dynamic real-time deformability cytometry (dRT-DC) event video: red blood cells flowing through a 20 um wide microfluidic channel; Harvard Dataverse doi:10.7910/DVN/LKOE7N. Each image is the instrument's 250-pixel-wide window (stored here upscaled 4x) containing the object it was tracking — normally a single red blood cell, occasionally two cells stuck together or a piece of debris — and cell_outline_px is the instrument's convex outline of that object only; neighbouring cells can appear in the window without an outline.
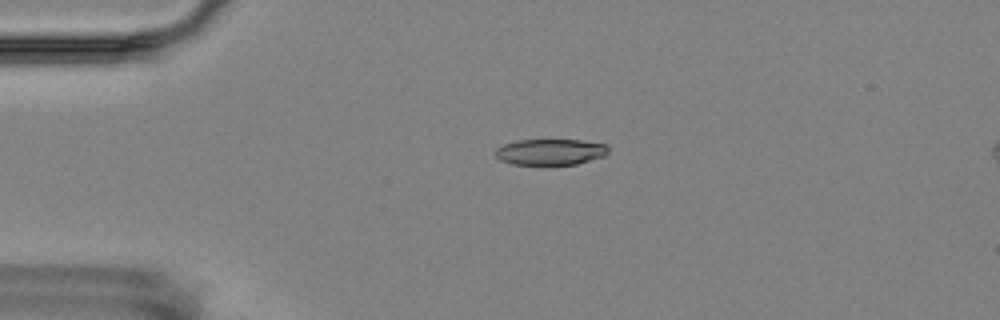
{"species": "Egyptian fruit bat (a non-hibernating species)", "species_latin": "Rousettus aegyptiacus", "temperature_condition": "room temperature", "stored_images_in_passage": 14, "camera_frame_rate_fps": 3000, "um_per_image_px": 0.085, "animal": {"sex": "female"}, "frame": {"image": 1, "passage_image": 3, "time_ms": 2.667, "image_size_px": [1000, 320], "cell_outline_px": [[608, 152], [604, 156], [576, 164], [548, 168], [540, 168], [512, 164], [500, 160], [496, 156], [496, 148], [504, 144], [516, 140], [580, 140], [608, 144]], "centroid_in_image_um": [46.76, 12.97], "position_along_channel_um": 38.2, "area_um2": 18.09}}
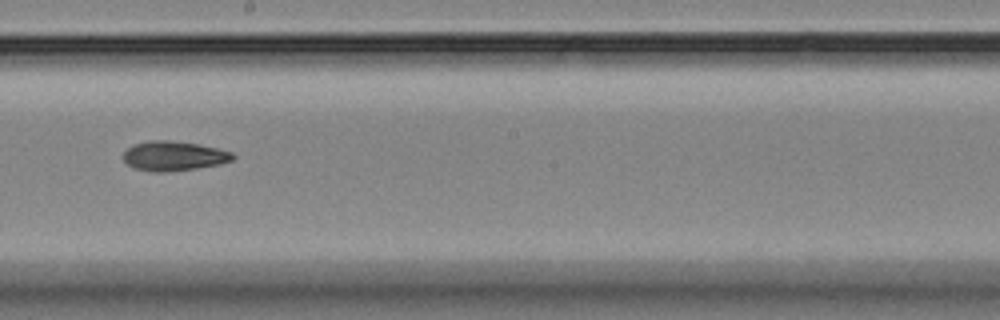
{"frame": {"image": 2, "passage_image": 8, "time_ms": 9.0, "image_size_px": [1000, 320], "cell_outline_px": [[236, 156], [232, 160], [220, 164], [196, 168], [168, 172], [152, 172], [132, 168], [124, 160], [124, 152], [132, 144], [152, 140], [168, 140], [200, 144], [232, 152]], "centroid_in_image_um": [14.76, 13.26], "position_along_channel_um": 233.4, "area_um2": 18.96}}
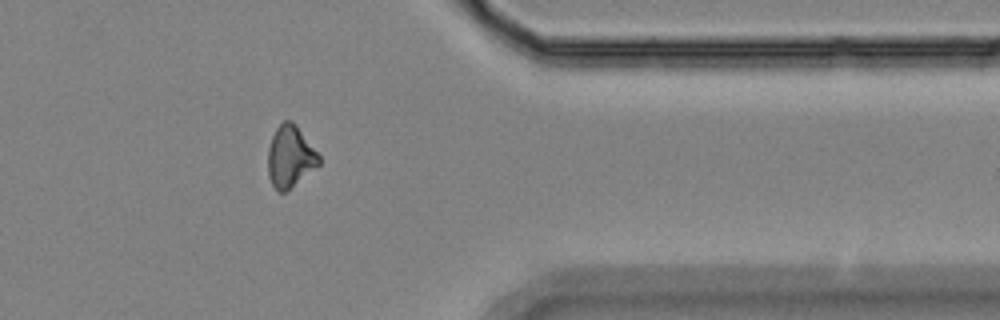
{"frame": {"image": 3, "passage_image": 12, "time_ms": 13.667, "image_size_px": [1000, 320], "cell_outline_px": [[320, 164], [284, 192], [280, 192], [272, 184], [268, 176], [268, 148], [272, 136], [276, 128], [284, 120], [292, 120], [296, 124], [320, 156]], "centroid_in_image_um": [24.65, 13.28], "position_along_channel_um": 386.7, "area_um2": 18.09}, "authors_computed_cell_mechanics": {"area_um2": 18.1492, "velocity_mm_per_s": 3.5812, "shape_relaxation_time_tau1_ms": 6.3475, "shape_relaxation_time_tau2_ms": null, "deformation_change_tau1": 0.142, "deformation_change_tau2": null}}